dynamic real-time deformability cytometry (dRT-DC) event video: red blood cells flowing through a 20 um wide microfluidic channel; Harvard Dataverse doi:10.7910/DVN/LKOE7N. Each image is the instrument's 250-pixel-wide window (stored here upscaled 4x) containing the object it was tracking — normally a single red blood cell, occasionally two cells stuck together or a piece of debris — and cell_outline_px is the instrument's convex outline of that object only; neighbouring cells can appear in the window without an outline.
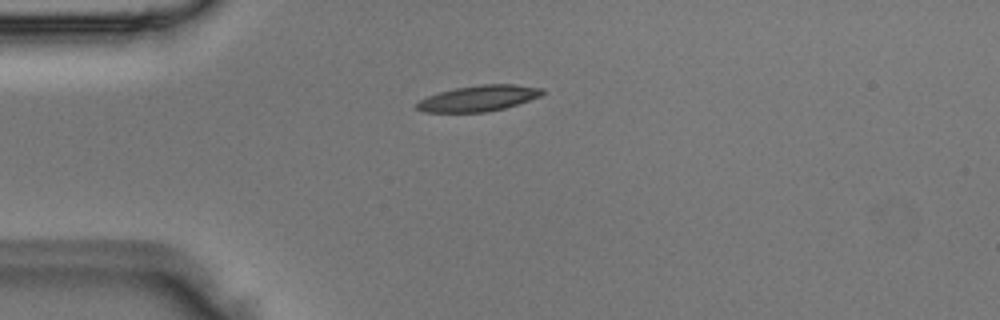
{"species": "Egyptian fruit bat (a non-hibernating species)", "species_latin": "Rousettus aegyptiacus", "temperature_condition": "room temperature", "stored_images_in_passage": 4, "camera_frame_rate_fps": 3000, "um_per_image_px": 0.085, "animal": {"sex": "male"}, "frame": {"image": 1, "passage_image": 2, "time_ms": 0.333, "image_size_px": [1000, 320], "cell_outline_px": [[544, 92], [540, 96], [504, 108], [484, 112], [424, 112], [416, 108], [416, 104], [420, 100], [428, 96], [440, 92], [456, 88], [480, 84], [512, 84], [544, 88]], "centroid_in_image_um": [40.68, 8.35], "position_along_channel_um": 44.3, "area_um2": 18.67}}
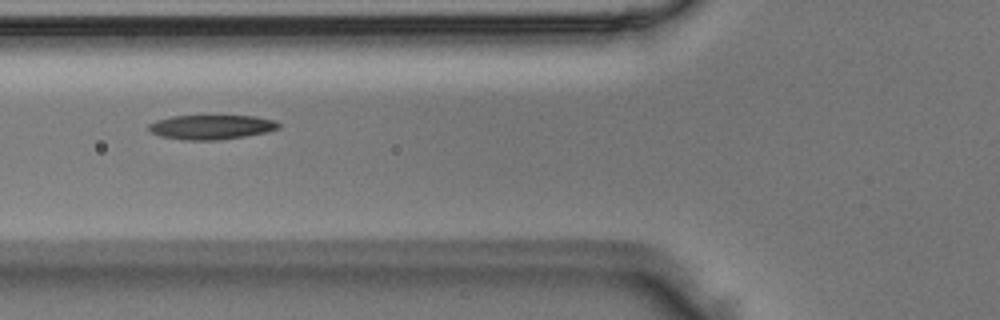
{"frame": {"image": 2, "passage_image": 4, "time_ms": 1.0, "image_size_px": [1000, 320], "cell_outline_px": [[280, 128], [268, 132], [220, 140], [184, 140], [160, 136], [152, 132], [148, 128], [148, 124], [156, 120], [172, 116], [256, 116], [276, 120], [280, 124]], "centroid_in_image_um": [17.99, 10.8], "position_along_channel_um": 107.8, "area_um2": 18.61}}